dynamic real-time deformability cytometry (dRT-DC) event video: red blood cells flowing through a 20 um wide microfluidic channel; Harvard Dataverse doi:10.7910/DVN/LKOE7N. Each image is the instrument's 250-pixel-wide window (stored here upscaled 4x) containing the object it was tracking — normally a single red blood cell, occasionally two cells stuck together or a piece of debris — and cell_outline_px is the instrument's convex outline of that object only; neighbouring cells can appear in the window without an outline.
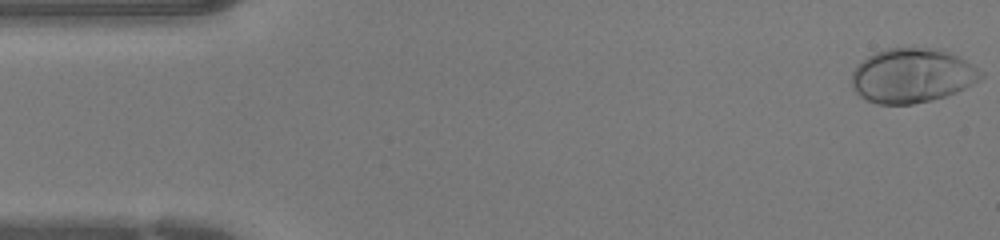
{"species": "human", "species_latin": "Homo sapiens", "temperature_condition": "warm", "stored_images_in_passage": 44, "camera_frame_rate_fps": 3000, "um_per_image_px": 0.085, "donor": {"sex": "female"}, "frame": {"image": 1, "passage_image": 1, "time_ms": 0.0, "image_size_px": [1000, 240], "cell_outline_px": [[984, 76], [972, 84], [956, 92], [932, 100], [912, 104], [876, 104], [860, 96], [852, 88], [852, 72], [868, 56], [876, 52], [888, 48], [944, 48], [984, 72]], "centroid_in_image_um": [77.54, 6.42], "position_along_channel_um": 7.5, "area_um2": 40.81}}
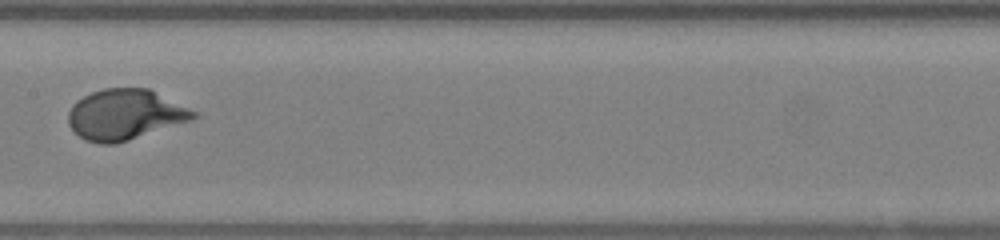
{"frame": {"image": 2, "passage_image": 22, "time_ms": 7.0, "image_size_px": [1000, 240], "cell_outline_px": [[200, 116], [192, 120], [116, 144], [100, 144], [84, 140], [68, 124], [68, 112], [72, 104], [76, 100], [92, 92], [104, 88], [148, 88], [196, 112]], "centroid_in_image_um": [10.6, 9.74], "position_along_channel_um": 196.8, "area_um2": 36.7}}
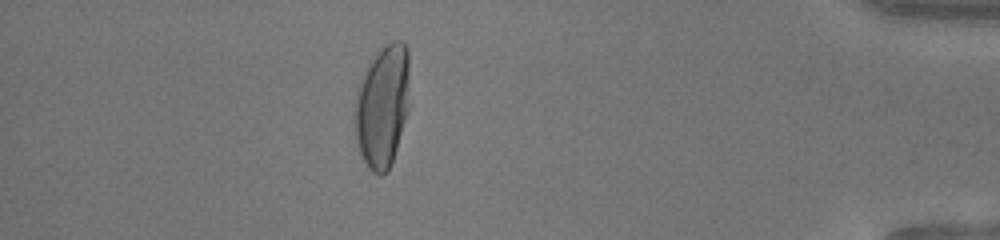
{"frame": {"image": 3, "passage_image": 39, "time_ms": 12.667, "image_size_px": [1000, 240], "cell_outline_px": [[408, 108], [392, 164], [380, 176], [372, 172], [368, 168], [360, 152], [356, 140], [356, 100], [360, 84], [372, 60], [384, 44], [392, 40], [400, 40], [408, 48]], "centroid_in_image_um": [32.53, 9.03], "position_along_channel_um": 402.7, "area_um2": 38.21}}